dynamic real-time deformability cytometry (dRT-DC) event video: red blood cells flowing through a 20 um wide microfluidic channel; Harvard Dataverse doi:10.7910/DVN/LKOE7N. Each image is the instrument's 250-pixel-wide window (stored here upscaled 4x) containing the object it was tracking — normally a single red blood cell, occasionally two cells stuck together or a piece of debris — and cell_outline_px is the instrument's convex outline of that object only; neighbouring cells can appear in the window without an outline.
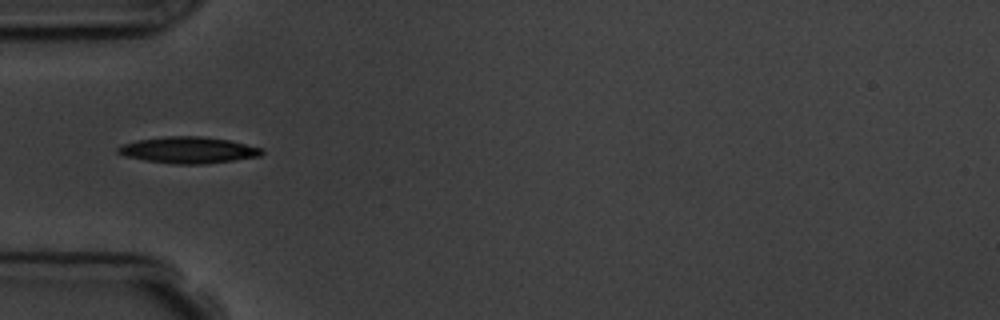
{"species": "common noctule bat (a hibernating species)", "species_latin": "Nyctalus noctula", "temperature_condition": "room temperature", "stored_images_in_passage": 8, "camera_frame_rate_fps": 3000, "um_per_image_px": 0.085, "animal": {"sex": "male", "body_mass_g": 19.5, "forearm_length_mm": 54.6}, "frame": {"image": 1, "passage_image": 6, "time_ms": 5.667, "image_size_px": [1000, 320], "cell_outline_px": [[264, 152], [260, 156], [204, 164], [172, 164], [144, 160], [124, 156], [116, 152], [116, 148], [124, 144], [136, 140], [164, 136], [200, 136], [228, 140], [264, 148]], "centroid_in_image_um": [15.99, 12.75], "position_along_channel_um": 69.0, "area_um2": 22.2}}